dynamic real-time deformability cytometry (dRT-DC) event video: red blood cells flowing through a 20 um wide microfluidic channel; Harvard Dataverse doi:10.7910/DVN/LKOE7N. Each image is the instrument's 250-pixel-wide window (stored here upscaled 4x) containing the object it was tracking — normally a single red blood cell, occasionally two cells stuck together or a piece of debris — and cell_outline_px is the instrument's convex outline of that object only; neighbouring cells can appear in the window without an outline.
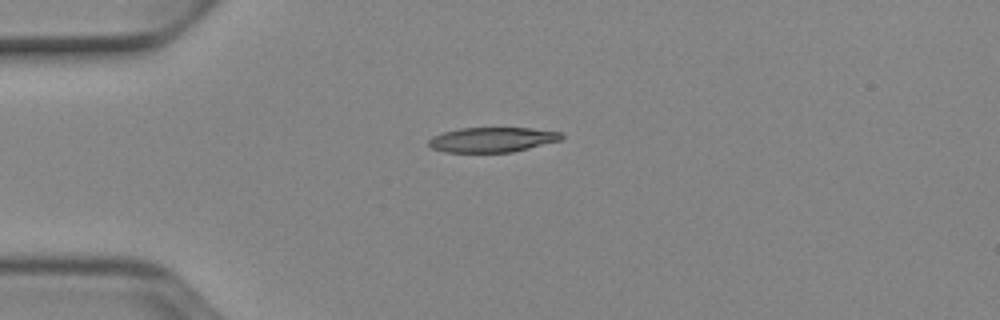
{"species": "Egyptian fruit bat (a non-hibernating species)", "species_latin": "Rousettus aegyptiacus", "temperature_condition": "cold", "stored_images_in_passage": 39, "camera_frame_rate_fps": 3000, "um_per_image_px": 0.085, "animal": {"sex": "female"}, "frame": {"image": 1, "passage_image": 1, "time_ms": 0.0, "image_size_px": [1000, 320], "cell_outline_px": [[564, 136], [560, 140], [512, 152], [444, 152], [432, 148], [428, 144], [428, 140], [432, 136], [444, 132], [460, 128], [532, 128], [560, 132]], "centroid_in_image_um": [41.81, 11.87], "position_along_channel_um": 43.2, "area_um2": 19.13}}
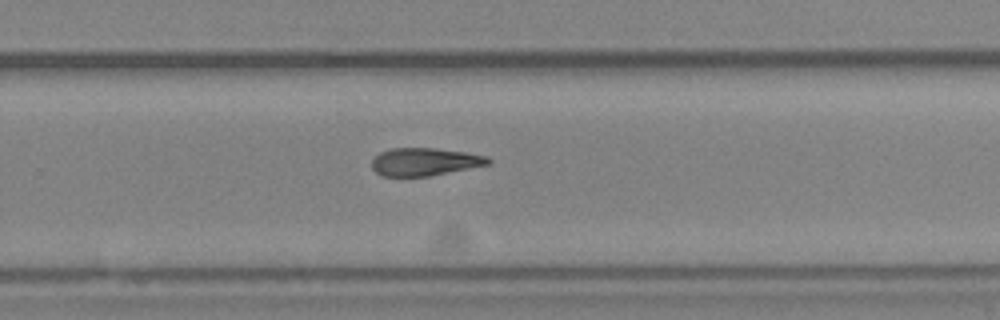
{"frame": {"image": 2, "passage_image": 22, "time_ms": 7.0, "image_size_px": [1000, 320], "cell_outline_px": [[492, 164], [428, 176], [384, 176], [376, 172], [372, 168], [372, 160], [380, 152], [392, 148], [432, 148], [464, 152], [488, 156], [492, 160]], "centroid_in_image_um": [36.13, 13.75], "position_along_channel_um": 293.7, "area_um2": 18.79}}
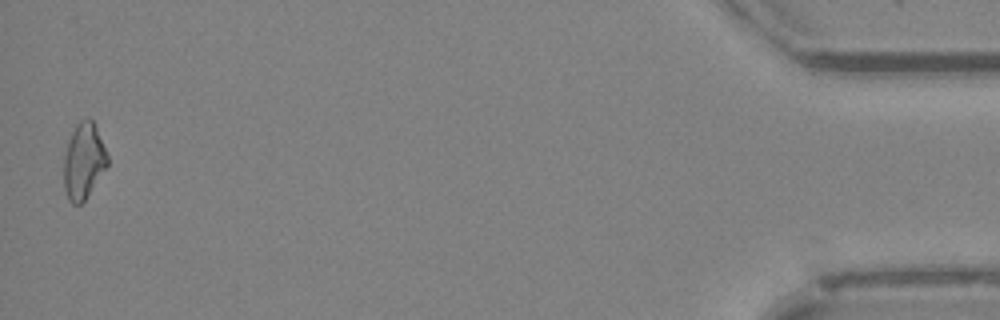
{"frame": {"image": 3, "passage_image": 39, "time_ms": 12.667, "image_size_px": [1000, 320], "cell_outline_px": [[108, 164], [84, 200], [80, 204], [72, 204], [68, 200], [64, 188], [64, 156], [68, 140], [76, 124], [80, 120], [92, 120], [96, 128], [108, 156]], "centroid_in_image_um": [7.08, 13.71], "position_along_channel_um": 428.1, "area_um2": 18.9}}